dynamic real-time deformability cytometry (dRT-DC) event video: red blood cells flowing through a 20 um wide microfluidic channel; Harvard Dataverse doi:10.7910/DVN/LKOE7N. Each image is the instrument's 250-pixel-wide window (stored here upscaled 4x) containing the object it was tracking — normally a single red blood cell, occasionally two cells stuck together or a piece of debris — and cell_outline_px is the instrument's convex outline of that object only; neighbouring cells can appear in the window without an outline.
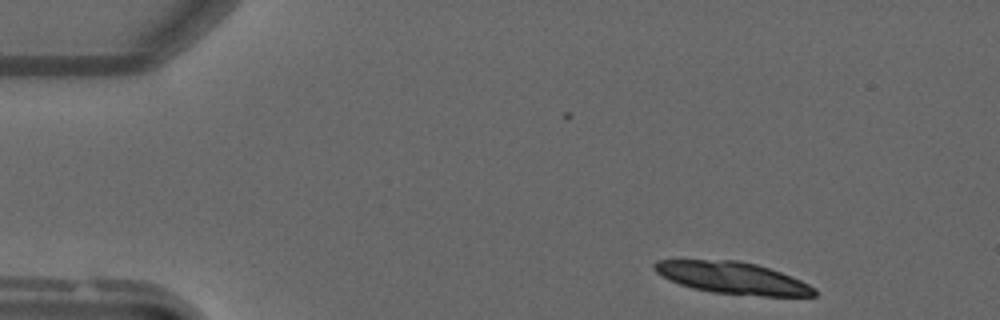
{"species": "common noctule bat (a hibernating species)", "species_latin": "Nyctalus noctula", "temperature_condition": "warm", "stored_images_in_passage": 36, "camera_frame_rate_fps": 3000, "um_per_image_px": 0.085, "animal": {"sex": "male", "forearm_length_mm": 52.5}, "frame": {"image": 1, "passage_image": 1, "time_ms": 0.0, "image_size_px": [1000, 320], "cell_outline_px": [[816, 296], [760, 296], [712, 292], [692, 288], [680, 284], [656, 272], [652, 268], [652, 264], [656, 260], [736, 260], [756, 264], [780, 272], [800, 280], [816, 288]], "centroid_in_image_um": [62.27, 23.62], "position_along_channel_um": 22.7, "area_um2": 29.54}}
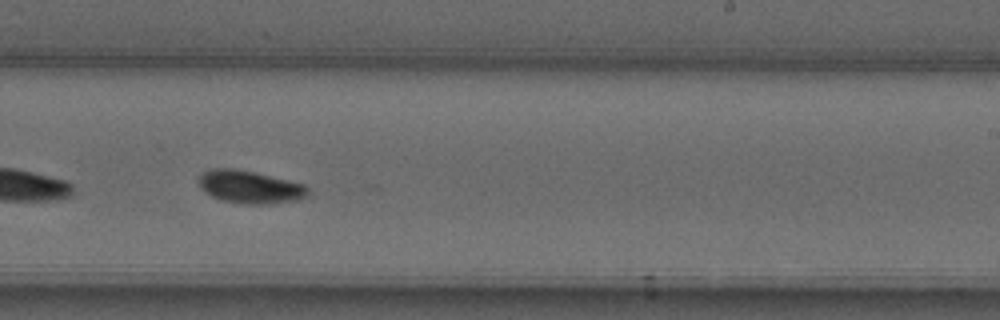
{"frame": {"image": 2, "passage_image": 26, "time_ms": 8.333, "image_size_px": [1000, 320], "cell_outline_px": [[312, 192], [308, 196], [296, 200], [272, 204], [244, 204], [220, 200], [204, 192], [200, 188], [196, 180], [204, 172], [212, 168], [232, 168], [256, 172], [304, 184]], "centroid_in_image_um": [21.24, 15.9], "position_along_channel_um": 267.8, "area_um2": 21.21}}
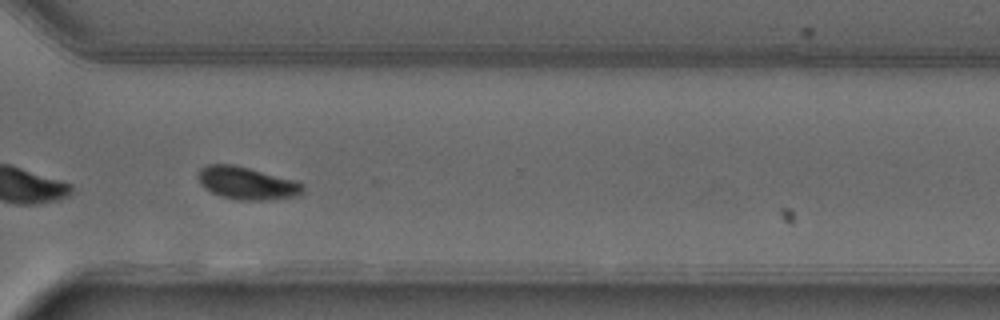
{"frame": {"image": 3, "passage_image": 32, "time_ms": 10.333, "image_size_px": [1000, 320], "cell_outline_px": [[304, 192], [296, 196], [272, 200], [236, 200], [220, 196], [204, 188], [200, 184], [196, 176], [200, 168], [208, 164], [232, 164], [300, 180], [304, 184]], "centroid_in_image_um": [21.02, 15.57], "position_along_channel_um": 349.6, "area_um2": 20.46}}